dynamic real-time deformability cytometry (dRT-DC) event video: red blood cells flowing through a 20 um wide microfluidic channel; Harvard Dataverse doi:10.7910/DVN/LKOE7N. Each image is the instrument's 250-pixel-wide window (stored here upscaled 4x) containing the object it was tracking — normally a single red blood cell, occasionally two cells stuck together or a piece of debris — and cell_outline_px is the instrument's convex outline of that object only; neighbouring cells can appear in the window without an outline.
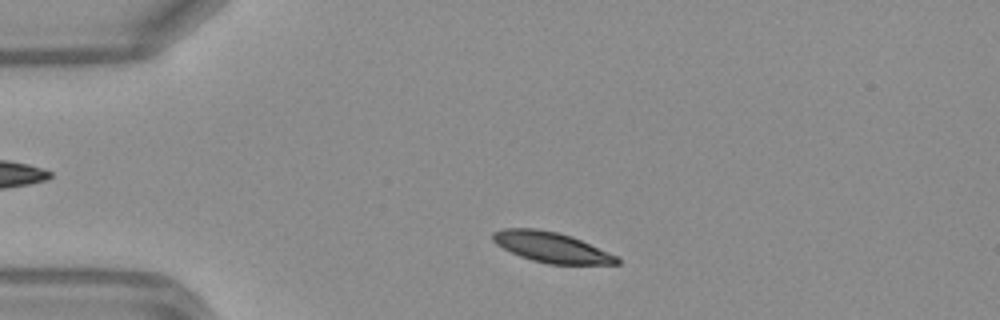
{"species": "Egyptian fruit bat (a non-hibernating species)", "species_latin": "Rousettus aegyptiacus", "temperature_condition": "warm", "stored_images_in_passage": 43, "camera_frame_rate_fps": 3000, "um_per_image_px": 0.085, "frame": {"image": 1, "passage_image": 5, "time_ms": 1.333, "image_size_px": [1000, 320], "cell_outline_px": [[620, 264], [548, 264], [532, 260], [520, 256], [496, 244], [492, 240], [492, 232], [504, 228], [536, 228], [556, 232], [572, 236], [616, 256], [620, 260]], "centroid_in_image_um": [46.84, 21.01], "position_along_channel_um": 38.2, "area_um2": 21.73}}
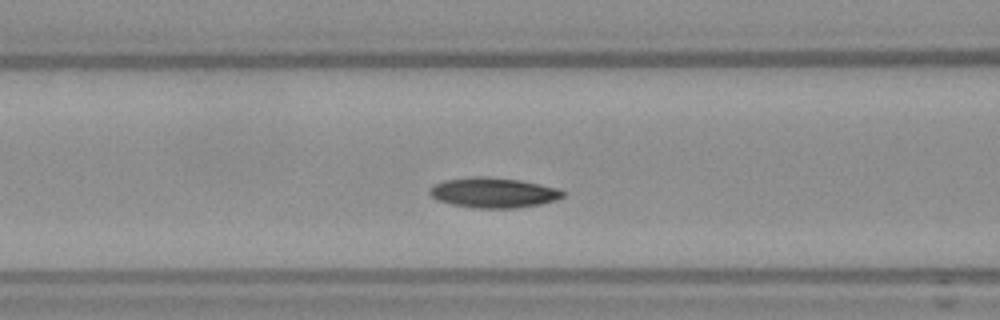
{"frame": {"image": 2, "passage_image": 14, "time_ms": 4.333, "image_size_px": [1000, 320], "cell_outline_px": [[564, 196], [556, 200], [540, 204], [516, 208], [476, 208], [452, 204], [436, 200], [428, 192], [428, 188], [444, 180], [472, 176], [488, 176], [520, 180], [540, 184], [556, 188], [564, 192]], "centroid_in_image_um": [41.91, 16.37], "position_along_channel_um": 124.7, "area_um2": 23.47}}
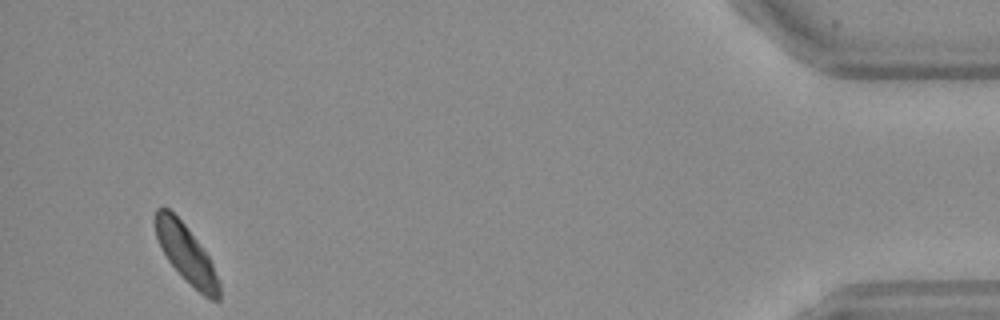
{"frame": {"image": 3, "passage_image": 41, "time_ms": 13.333, "image_size_px": [1000, 320], "cell_outline_px": [[220, 300], [212, 300], [204, 296], [168, 260], [156, 236], [156, 208], [168, 208], [184, 224], [208, 256], [220, 280]], "centroid_in_image_um": [15.87, 21.58], "position_along_channel_um": 419.3, "area_um2": 20.52}, "authors_computed_cell_mechanics": {"area_um2": 22.6576, "velocity_mm_per_s": 4.0902, "shape_relaxation_time_tau1_ms": 2.3504, "shape_relaxation_time_tau2_ms": null, "deformation_change_tau1": 0.0863, "deformation_change_tau2": null}}